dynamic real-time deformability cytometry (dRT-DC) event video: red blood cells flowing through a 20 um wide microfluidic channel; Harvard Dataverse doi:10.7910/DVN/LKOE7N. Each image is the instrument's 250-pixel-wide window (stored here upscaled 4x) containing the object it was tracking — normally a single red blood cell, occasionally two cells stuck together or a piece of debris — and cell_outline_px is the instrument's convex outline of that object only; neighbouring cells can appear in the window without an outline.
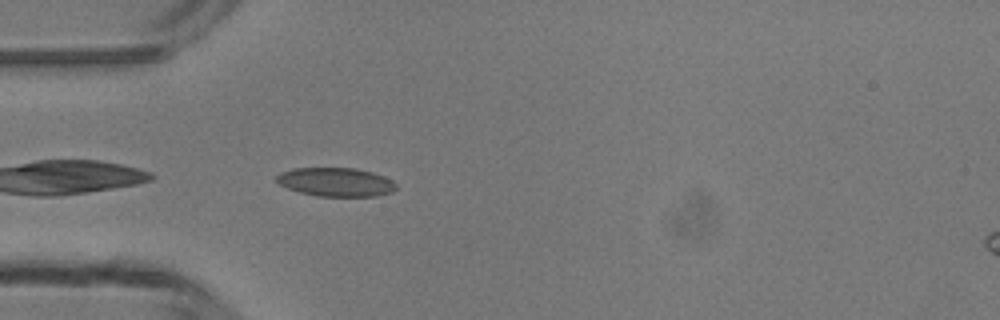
{"species": "common noctule bat (a hibernating species)", "species_latin": "Nyctalus noctula", "temperature_condition": "room temperature", "stored_images_in_passage": 3, "camera_frame_rate_fps": 3000, "um_per_image_px": 0.085, "animal": {"sex": "male", "body_mass_g": 13.3}, "frame": {"image": 1, "passage_image": 3, "time_ms": 2.0, "image_size_px": [1000, 320], "cell_outline_px": [[396, 188], [392, 192], [376, 196], [316, 196], [300, 192], [288, 188], [280, 184], [276, 180], [276, 176], [280, 172], [292, 168], [356, 168], [372, 172], [384, 176], [392, 180], [396, 184]], "centroid_in_image_um": [28.55, 15.47], "position_along_channel_um": 56.5, "area_um2": 20.06}}